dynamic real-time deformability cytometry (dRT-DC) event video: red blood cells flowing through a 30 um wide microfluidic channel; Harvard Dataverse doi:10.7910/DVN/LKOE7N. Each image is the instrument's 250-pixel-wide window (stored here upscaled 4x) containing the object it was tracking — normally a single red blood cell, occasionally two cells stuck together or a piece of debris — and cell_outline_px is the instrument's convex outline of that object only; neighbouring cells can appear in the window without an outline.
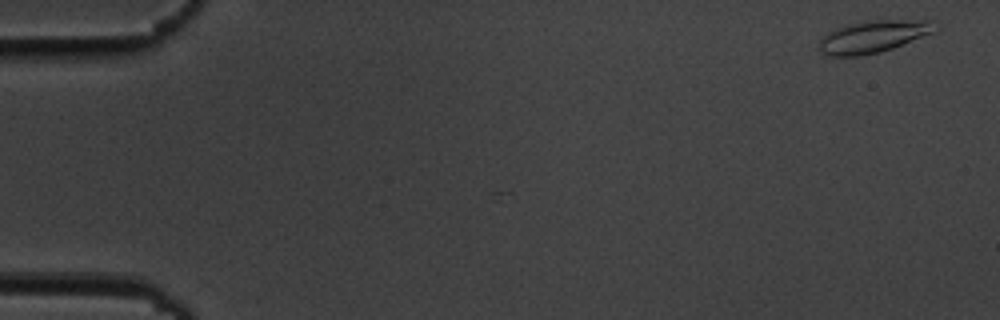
{"species": "common noctule bat (a hibernating species)", "species_latin": "Nyctalus noctula", "temperature_condition": "cold", "stored_images_in_passage": 5, "camera_frame_rate_fps": 3000, "um_per_image_px": 0.085, "animal": {"sex": "male", "body_mass_g": 19.5, "forearm_length_mm": 54.6}, "frame": {"image": 1, "passage_image": 1, "time_ms": 0.0, "image_size_px": [1000, 320], "cell_outline_px": [[936, 20], [932, 32], [892, 48], [880, 52], [860, 56], [828, 56], [820, 52], [816, 48], [820, 40], [828, 32], [836, 28], [864, 20]], "centroid_in_image_um": [74.14, 3.11], "position_along_channel_um": 10.9, "area_um2": 21.62}}